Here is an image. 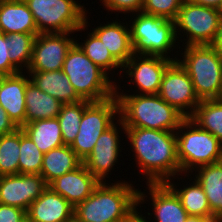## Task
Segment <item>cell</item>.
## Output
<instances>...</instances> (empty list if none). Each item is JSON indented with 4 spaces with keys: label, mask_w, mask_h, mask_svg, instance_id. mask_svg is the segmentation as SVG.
Listing matches in <instances>:
<instances>
[{
    "label": "cell",
    "mask_w": 222,
    "mask_h": 222,
    "mask_svg": "<svg viewBox=\"0 0 222 222\" xmlns=\"http://www.w3.org/2000/svg\"><path fill=\"white\" fill-rule=\"evenodd\" d=\"M199 127L214 135L222 143V102L201 100L189 117Z\"/></svg>",
    "instance_id": "obj_28"
},
{
    "label": "cell",
    "mask_w": 222,
    "mask_h": 222,
    "mask_svg": "<svg viewBox=\"0 0 222 222\" xmlns=\"http://www.w3.org/2000/svg\"><path fill=\"white\" fill-rule=\"evenodd\" d=\"M180 65L190 76L199 100L217 99L222 85V55L212 45L184 46Z\"/></svg>",
    "instance_id": "obj_5"
},
{
    "label": "cell",
    "mask_w": 222,
    "mask_h": 222,
    "mask_svg": "<svg viewBox=\"0 0 222 222\" xmlns=\"http://www.w3.org/2000/svg\"><path fill=\"white\" fill-rule=\"evenodd\" d=\"M0 222H27V211L15 206L0 204Z\"/></svg>",
    "instance_id": "obj_37"
},
{
    "label": "cell",
    "mask_w": 222,
    "mask_h": 222,
    "mask_svg": "<svg viewBox=\"0 0 222 222\" xmlns=\"http://www.w3.org/2000/svg\"><path fill=\"white\" fill-rule=\"evenodd\" d=\"M185 222H219V221L215 218H205V217H197V216L188 215Z\"/></svg>",
    "instance_id": "obj_42"
},
{
    "label": "cell",
    "mask_w": 222,
    "mask_h": 222,
    "mask_svg": "<svg viewBox=\"0 0 222 222\" xmlns=\"http://www.w3.org/2000/svg\"><path fill=\"white\" fill-rule=\"evenodd\" d=\"M20 72L0 79V105L18 128L25 125V90L30 77Z\"/></svg>",
    "instance_id": "obj_18"
},
{
    "label": "cell",
    "mask_w": 222,
    "mask_h": 222,
    "mask_svg": "<svg viewBox=\"0 0 222 222\" xmlns=\"http://www.w3.org/2000/svg\"><path fill=\"white\" fill-rule=\"evenodd\" d=\"M219 11L221 12V15H222V3L220 5Z\"/></svg>",
    "instance_id": "obj_44"
},
{
    "label": "cell",
    "mask_w": 222,
    "mask_h": 222,
    "mask_svg": "<svg viewBox=\"0 0 222 222\" xmlns=\"http://www.w3.org/2000/svg\"><path fill=\"white\" fill-rule=\"evenodd\" d=\"M44 154L38 149L32 139L20 128V174H40Z\"/></svg>",
    "instance_id": "obj_33"
},
{
    "label": "cell",
    "mask_w": 222,
    "mask_h": 222,
    "mask_svg": "<svg viewBox=\"0 0 222 222\" xmlns=\"http://www.w3.org/2000/svg\"><path fill=\"white\" fill-rule=\"evenodd\" d=\"M37 35L17 32L6 35L8 38L9 60L20 72L24 70L27 72L31 61L33 43ZM23 67L26 69H23Z\"/></svg>",
    "instance_id": "obj_32"
},
{
    "label": "cell",
    "mask_w": 222,
    "mask_h": 222,
    "mask_svg": "<svg viewBox=\"0 0 222 222\" xmlns=\"http://www.w3.org/2000/svg\"><path fill=\"white\" fill-rule=\"evenodd\" d=\"M176 138L181 175H192L200 166L222 161V143L189 117L176 130Z\"/></svg>",
    "instance_id": "obj_6"
},
{
    "label": "cell",
    "mask_w": 222,
    "mask_h": 222,
    "mask_svg": "<svg viewBox=\"0 0 222 222\" xmlns=\"http://www.w3.org/2000/svg\"><path fill=\"white\" fill-rule=\"evenodd\" d=\"M194 181L188 184V186H183V189H179L175 182L173 183L169 179L166 184L175 192L179 197L183 208L186 213L190 216L214 218V215L210 209L208 199L204 193L203 188L200 186L198 181L193 178ZM172 182V183H171Z\"/></svg>",
    "instance_id": "obj_27"
},
{
    "label": "cell",
    "mask_w": 222,
    "mask_h": 222,
    "mask_svg": "<svg viewBox=\"0 0 222 222\" xmlns=\"http://www.w3.org/2000/svg\"><path fill=\"white\" fill-rule=\"evenodd\" d=\"M8 38L6 34L0 31V74L5 75H15L20 73V71L10 62L9 60V49Z\"/></svg>",
    "instance_id": "obj_36"
},
{
    "label": "cell",
    "mask_w": 222,
    "mask_h": 222,
    "mask_svg": "<svg viewBox=\"0 0 222 222\" xmlns=\"http://www.w3.org/2000/svg\"><path fill=\"white\" fill-rule=\"evenodd\" d=\"M115 85L119 118L125 127L174 131L186 118L158 94H125ZM118 91V92H117ZM120 92V93H119Z\"/></svg>",
    "instance_id": "obj_3"
},
{
    "label": "cell",
    "mask_w": 222,
    "mask_h": 222,
    "mask_svg": "<svg viewBox=\"0 0 222 222\" xmlns=\"http://www.w3.org/2000/svg\"><path fill=\"white\" fill-rule=\"evenodd\" d=\"M184 0H144L142 12L175 20Z\"/></svg>",
    "instance_id": "obj_34"
},
{
    "label": "cell",
    "mask_w": 222,
    "mask_h": 222,
    "mask_svg": "<svg viewBox=\"0 0 222 222\" xmlns=\"http://www.w3.org/2000/svg\"><path fill=\"white\" fill-rule=\"evenodd\" d=\"M62 71L82 100L98 102L115 95L116 83L109 79L111 76L93 63L76 42L67 53Z\"/></svg>",
    "instance_id": "obj_4"
},
{
    "label": "cell",
    "mask_w": 222,
    "mask_h": 222,
    "mask_svg": "<svg viewBox=\"0 0 222 222\" xmlns=\"http://www.w3.org/2000/svg\"><path fill=\"white\" fill-rule=\"evenodd\" d=\"M124 24V22H118V19H116L111 23L108 22L92 29L112 56L122 66L134 55L130 25L127 22L126 25Z\"/></svg>",
    "instance_id": "obj_20"
},
{
    "label": "cell",
    "mask_w": 222,
    "mask_h": 222,
    "mask_svg": "<svg viewBox=\"0 0 222 222\" xmlns=\"http://www.w3.org/2000/svg\"><path fill=\"white\" fill-rule=\"evenodd\" d=\"M18 127L9 118L7 112L0 105V136L14 132Z\"/></svg>",
    "instance_id": "obj_38"
},
{
    "label": "cell",
    "mask_w": 222,
    "mask_h": 222,
    "mask_svg": "<svg viewBox=\"0 0 222 222\" xmlns=\"http://www.w3.org/2000/svg\"><path fill=\"white\" fill-rule=\"evenodd\" d=\"M82 163L71 146L63 145L44 154L40 175L49 185L53 180L75 170Z\"/></svg>",
    "instance_id": "obj_25"
},
{
    "label": "cell",
    "mask_w": 222,
    "mask_h": 222,
    "mask_svg": "<svg viewBox=\"0 0 222 222\" xmlns=\"http://www.w3.org/2000/svg\"><path fill=\"white\" fill-rule=\"evenodd\" d=\"M80 48L84 51L85 55L95 63L99 68H101L107 75H110L109 72L120 68L119 71L121 75L122 65L112 56L109 50L104 46V43L98 38V36L91 31L87 35L84 42H80Z\"/></svg>",
    "instance_id": "obj_30"
},
{
    "label": "cell",
    "mask_w": 222,
    "mask_h": 222,
    "mask_svg": "<svg viewBox=\"0 0 222 222\" xmlns=\"http://www.w3.org/2000/svg\"><path fill=\"white\" fill-rule=\"evenodd\" d=\"M100 182L82 163L75 170L53 180L48 187L74 207L89 197Z\"/></svg>",
    "instance_id": "obj_16"
},
{
    "label": "cell",
    "mask_w": 222,
    "mask_h": 222,
    "mask_svg": "<svg viewBox=\"0 0 222 222\" xmlns=\"http://www.w3.org/2000/svg\"><path fill=\"white\" fill-rule=\"evenodd\" d=\"M132 15L134 19L129 24L134 54L161 56L177 61V57L169 56L176 47L174 45L178 46L175 44L174 21L142 11Z\"/></svg>",
    "instance_id": "obj_8"
},
{
    "label": "cell",
    "mask_w": 222,
    "mask_h": 222,
    "mask_svg": "<svg viewBox=\"0 0 222 222\" xmlns=\"http://www.w3.org/2000/svg\"><path fill=\"white\" fill-rule=\"evenodd\" d=\"M123 133L130 142L139 174L146 176V183H166L181 175L176 132L125 127Z\"/></svg>",
    "instance_id": "obj_1"
},
{
    "label": "cell",
    "mask_w": 222,
    "mask_h": 222,
    "mask_svg": "<svg viewBox=\"0 0 222 222\" xmlns=\"http://www.w3.org/2000/svg\"><path fill=\"white\" fill-rule=\"evenodd\" d=\"M120 222H145V218L143 214H141L136 209L130 216H128L125 220Z\"/></svg>",
    "instance_id": "obj_41"
},
{
    "label": "cell",
    "mask_w": 222,
    "mask_h": 222,
    "mask_svg": "<svg viewBox=\"0 0 222 222\" xmlns=\"http://www.w3.org/2000/svg\"><path fill=\"white\" fill-rule=\"evenodd\" d=\"M195 170V179L206 194L214 218L222 222V161Z\"/></svg>",
    "instance_id": "obj_23"
},
{
    "label": "cell",
    "mask_w": 222,
    "mask_h": 222,
    "mask_svg": "<svg viewBox=\"0 0 222 222\" xmlns=\"http://www.w3.org/2000/svg\"><path fill=\"white\" fill-rule=\"evenodd\" d=\"M25 124L36 120L57 118L62 103L48 93L41 91L29 81L25 90Z\"/></svg>",
    "instance_id": "obj_24"
},
{
    "label": "cell",
    "mask_w": 222,
    "mask_h": 222,
    "mask_svg": "<svg viewBox=\"0 0 222 222\" xmlns=\"http://www.w3.org/2000/svg\"><path fill=\"white\" fill-rule=\"evenodd\" d=\"M38 34L74 33L88 27L86 8L75 0H24ZM85 8V9H84Z\"/></svg>",
    "instance_id": "obj_7"
},
{
    "label": "cell",
    "mask_w": 222,
    "mask_h": 222,
    "mask_svg": "<svg viewBox=\"0 0 222 222\" xmlns=\"http://www.w3.org/2000/svg\"><path fill=\"white\" fill-rule=\"evenodd\" d=\"M221 18V12L218 9L184 0L174 20L176 39L182 42L178 38L185 33L187 38L184 37L183 40L185 46L211 45L219 29Z\"/></svg>",
    "instance_id": "obj_9"
},
{
    "label": "cell",
    "mask_w": 222,
    "mask_h": 222,
    "mask_svg": "<svg viewBox=\"0 0 222 222\" xmlns=\"http://www.w3.org/2000/svg\"><path fill=\"white\" fill-rule=\"evenodd\" d=\"M0 31L4 34H38L33 15L24 0H0Z\"/></svg>",
    "instance_id": "obj_21"
},
{
    "label": "cell",
    "mask_w": 222,
    "mask_h": 222,
    "mask_svg": "<svg viewBox=\"0 0 222 222\" xmlns=\"http://www.w3.org/2000/svg\"><path fill=\"white\" fill-rule=\"evenodd\" d=\"M48 187L40 174L0 176V204L28 210Z\"/></svg>",
    "instance_id": "obj_15"
},
{
    "label": "cell",
    "mask_w": 222,
    "mask_h": 222,
    "mask_svg": "<svg viewBox=\"0 0 222 222\" xmlns=\"http://www.w3.org/2000/svg\"><path fill=\"white\" fill-rule=\"evenodd\" d=\"M120 128L118 127V125ZM118 128V129H117ZM125 131L123 122L118 119L110 128L101 134L96 141L93 151L83 161L85 167L91 172V174L99 181L106 182L105 177H109L108 174L114 168L113 166L119 162L118 158L120 152V130ZM105 180V181H104Z\"/></svg>",
    "instance_id": "obj_14"
},
{
    "label": "cell",
    "mask_w": 222,
    "mask_h": 222,
    "mask_svg": "<svg viewBox=\"0 0 222 222\" xmlns=\"http://www.w3.org/2000/svg\"><path fill=\"white\" fill-rule=\"evenodd\" d=\"M189 1L197 5L207 6L218 10L222 3V0H189Z\"/></svg>",
    "instance_id": "obj_39"
},
{
    "label": "cell",
    "mask_w": 222,
    "mask_h": 222,
    "mask_svg": "<svg viewBox=\"0 0 222 222\" xmlns=\"http://www.w3.org/2000/svg\"><path fill=\"white\" fill-rule=\"evenodd\" d=\"M173 61L161 56L134 54L122 66V72L132 78L128 81L137 86V94H158L164 72Z\"/></svg>",
    "instance_id": "obj_13"
},
{
    "label": "cell",
    "mask_w": 222,
    "mask_h": 222,
    "mask_svg": "<svg viewBox=\"0 0 222 222\" xmlns=\"http://www.w3.org/2000/svg\"><path fill=\"white\" fill-rule=\"evenodd\" d=\"M106 10L123 14L139 13L142 11L144 0H100Z\"/></svg>",
    "instance_id": "obj_35"
},
{
    "label": "cell",
    "mask_w": 222,
    "mask_h": 222,
    "mask_svg": "<svg viewBox=\"0 0 222 222\" xmlns=\"http://www.w3.org/2000/svg\"><path fill=\"white\" fill-rule=\"evenodd\" d=\"M22 129L43 154L49 152L51 149L64 145L60 124L57 118L42 119L26 123Z\"/></svg>",
    "instance_id": "obj_26"
},
{
    "label": "cell",
    "mask_w": 222,
    "mask_h": 222,
    "mask_svg": "<svg viewBox=\"0 0 222 222\" xmlns=\"http://www.w3.org/2000/svg\"><path fill=\"white\" fill-rule=\"evenodd\" d=\"M90 103L81 100L75 103L62 104L60 113L57 117L64 145L71 146L79 132V126L85 107Z\"/></svg>",
    "instance_id": "obj_29"
},
{
    "label": "cell",
    "mask_w": 222,
    "mask_h": 222,
    "mask_svg": "<svg viewBox=\"0 0 222 222\" xmlns=\"http://www.w3.org/2000/svg\"><path fill=\"white\" fill-rule=\"evenodd\" d=\"M217 100L222 102V85H221V90L219 92V96H218Z\"/></svg>",
    "instance_id": "obj_43"
},
{
    "label": "cell",
    "mask_w": 222,
    "mask_h": 222,
    "mask_svg": "<svg viewBox=\"0 0 222 222\" xmlns=\"http://www.w3.org/2000/svg\"><path fill=\"white\" fill-rule=\"evenodd\" d=\"M20 128L0 136V176L19 174Z\"/></svg>",
    "instance_id": "obj_31"
},
{
    "label": "cell",
    "mask_w": 222,
    "mask_h": 222,
    "mask_svg": "<svg viewBox=\"0 0 222 222\" xmlns=\"http://www.w3.org/2000/svg\"><path fill=\"white\" fill-rule=\"evenodd\" d=\"M211 45L222 55V18L219 24V29L217 31L216 37Z\"/></svg>",
    "instance_id": "obj_40"
},
{
    "label": "cell",
    "mask_w": 222,
    "mask_h": 222,
    "mask_svg": "<svg viewBox=\"0 0 222 222\" xmlns=\"http://www.w3.org/2000/svg\"><path fill=\"white\" fill-rule=\"evenodd\" d=\"M158 95L186 118L200 103L190 76L178 61H173L165 70Z\"/></svg>",
    "instance_id": "obj_11"
},
{
    "label": "cell",
    "mask_w": 222,
    "mask_h": 222,
    "mask_svg": "<svg viewBox=\"0 0 222 222\" xmlns=\"http://www.w3.org/2000/svg\"><path fill=\"white\" fill-rule=\"evenodd\" d=\"M27 222H74V206L47 187L27 210Z\"/></svg>",
    "instance_id": "obj_17"
},
{
    "label": "cell",
    "mask_w": 222,
    "mask_h": 222,
    "mask_svg": "<svg viewBox=\"0 0 222 222\" xmlns=\"http://www.w3.org/2000/svg\"><path fill=\"white\" fill-rule=\"evenodd\" d=\"M119 115L116 95L98 102H90L82 115L79 132L71 148L83 162L93 151L96 141L110 128Z\"/></svg>",
    "instance_id": "obj_10"
},
{
    "label": "cell",
    "mask_w": 222,
    "mask_h": 222,
    "mask_svg": "<svg viewBox=\"0 0 222 222\" xmlns=\"http://www.w3.org/2000/svg\"><path fill=\"white\" fill-rule=\"evenodd\" d=\"M151 198V209L156 222H185L188 214L179 197L166 183H146ZM145 222L146 216H144Z\"/></svg>",
    "instance_id": "obj_19"
},
{
    "label": "cell",
    "mask_w": 222,
    "mask_h": 222,
    "mask_svg": "<svg viewBox=\"0 0 222 222\" xmlns=\"http://www.w3.org/2000/svg\"><path fill=\"white\" fill-rule=\"evenodd\" d=\"M145 195L126 181L100 182L89 197L74 207V222L123 221L146 202Z\"/></svg>",
    "instance_id": "obj_2"
},
{
    "label": "cell",
    "mask_w": 222,
    "mask_h": 222,
    "mask_svg": "<svg viewBox=\"0 0 222 222\" xmlns=\"http://www.w3.org/2000/svg\"><path fill=\"white\" fill-rule=\"evenodd\" d=\"M70 34L72 33L38 34L33 43L27 71L61 70L69 49L76 42L70 38Z\"/></svg>",
    "instance_id": "obj_12"
},
{
    "label": "cell",
    "mask_w": 222,
    "mask_h": 222,
    "mask_svg": "<svg viewBox=\"0 0 222 222\" xmlns=\"http://www.w3.org/2000/svg\"><path fill=\"white\" fill-rule=\"evenodd\" d=\"M26 73L31 77L30 81L41 91L48 93L62 104L75 103L82 100L62 69L57 71H27Z\"/></svg>",
    "instance_id": "obj_22"
}]
</instances>
